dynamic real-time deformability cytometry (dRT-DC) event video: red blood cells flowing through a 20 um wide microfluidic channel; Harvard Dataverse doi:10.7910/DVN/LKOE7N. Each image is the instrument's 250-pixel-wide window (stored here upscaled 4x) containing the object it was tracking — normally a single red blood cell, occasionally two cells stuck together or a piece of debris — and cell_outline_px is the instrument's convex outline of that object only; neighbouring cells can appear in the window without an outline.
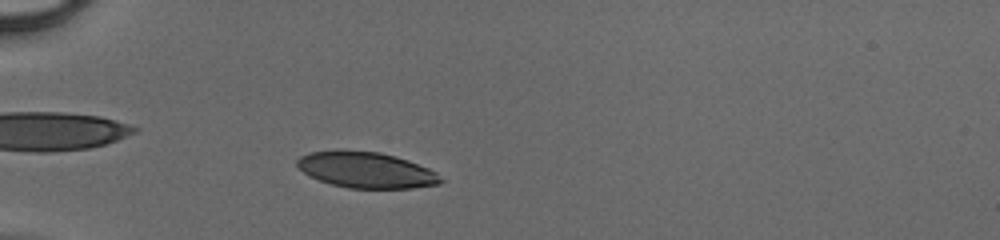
{"species": "human", "species_latin": "Homo sapiens", "temperature_condition": "cold", "stored_images_in_passage": 41, "camera_frame_rate_fps": 3000, "um_per_image_px": 0.085, "donor": {"sex": "male"}, "frame": {"image": 1, "passage_image": 8, "time_ms": 2.333, "image_size_px": [1000, 240], "cell_outline_px": [[444, 180], [440, 184], [412, 188], [348, 188], [332, 184], [320, 180], [304, 172], [296, 164], [296, 160], [300, 156], [312, 152], [380, 152], [396, 156], [408, 160], [428, 168], [436, 172]], "centroid_in_image_um": [31.19, 14.47], "position_along_channel_um": 53.8, "area_um2": 29.36}}
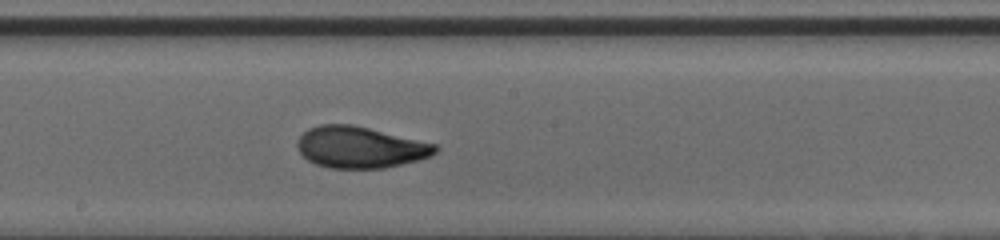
{"frame": {"image": 2, "passage_image": 21, "time_ms": 6.667, "image_size_px": [1000, 240], "cell_outline_px": [[440, 148], [432, 156], [384, 168], [328, 168], [316, 164], [308, 160], [296, 148], [296, 144], [300, 136], [308, 128], [320, 124], [352, 124], [436, 144]], "centroid_in_image_um": [30.59, 12.51], "position_along_channel_um": 217.6, "area_um2": 33.23}}
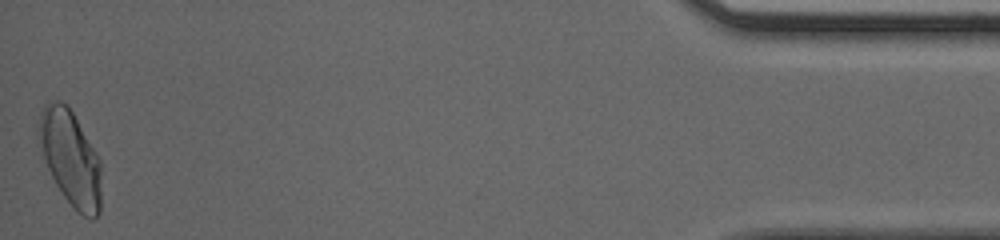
{"frame": {"image": 3, "passage_image": 41, "time_ms": 13.333, "image_size_px": [1000, 240], "cell_outline_px": [[100, 212], [92, 220], [76, 212], [72, 208], [56, 184], [48, 168], [36, 132], [40, 112], [44, 104], [52, 100], [60, 100], [72, 112], [100, 160]], "centroid_in_image_um": [5.97, 13.44], "position_along_channel_um": 429.2, "area_um2": 34.33}}